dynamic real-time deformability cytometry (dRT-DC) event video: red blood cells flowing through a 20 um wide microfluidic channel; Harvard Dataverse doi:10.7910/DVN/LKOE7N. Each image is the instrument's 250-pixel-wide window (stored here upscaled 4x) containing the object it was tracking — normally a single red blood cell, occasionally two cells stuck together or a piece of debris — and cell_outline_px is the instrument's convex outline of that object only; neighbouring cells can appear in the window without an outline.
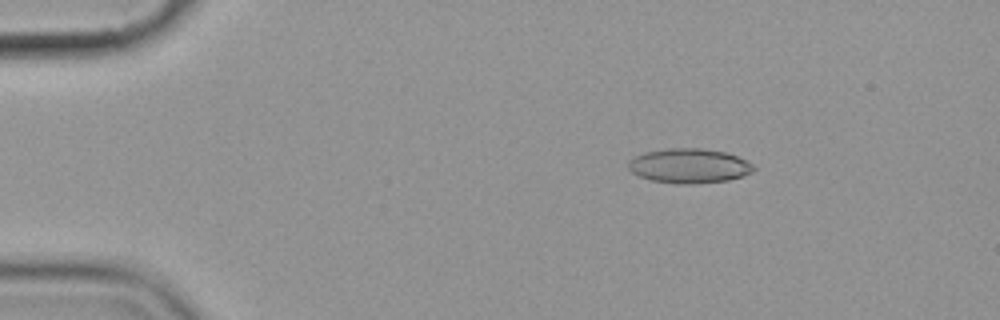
{"species": "common noctule bat (a hibernating species)", "species_latin": "Nyctalus noctula", "temperature_condition": "cold", "stored_images_in_passage": 3, "camera_frame_rate_fps": 3000, "um_per_image_px": 0.085, "animal": {"sex": "female", "body_mass_g": 19.9}, "frame": {"image": 1, "passage_image": 1, "time_ms": 0.0, "image_size_px": [1000, 320], "cell_outline_px": [[756, 168], [752, 172], [744, 176], [728, 180], [692, 184], [676, 184], [648, 180], [632, 172], [628, 168], [628, 160], [644, 152], [664, 148], [700, 148], [724, 152], [736, 156], [752, 164]], "centroid_in_image_um": [58.55, 14.1], "position_along_channel_um": 26.5, "area_um2": 25.37}}